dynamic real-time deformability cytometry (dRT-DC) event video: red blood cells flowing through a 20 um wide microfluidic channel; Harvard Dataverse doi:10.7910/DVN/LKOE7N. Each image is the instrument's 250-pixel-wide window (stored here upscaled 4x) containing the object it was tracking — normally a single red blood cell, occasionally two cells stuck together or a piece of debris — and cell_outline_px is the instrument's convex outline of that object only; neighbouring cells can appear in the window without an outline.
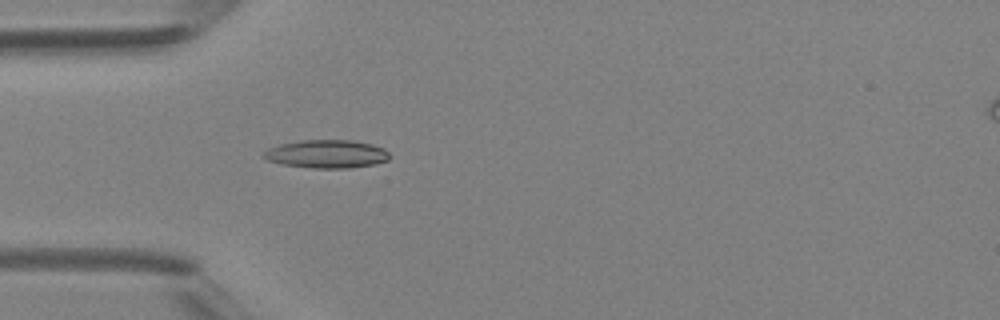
{"species": "Egyptian fruit bat (a non-hibernating species)", "species_latin": "Rousettus aegyptiacus", "temperature_condition": "room temperature", "stored_images_in_passage": 4, "camera_frame_rate_fps": 3000, "um_per_image_px": 0.085, "animal": {"sex": "female"}, "frame": {"image": 1, "passage_image": 4, "time_ms": 4.333, "image_size_px": [1000, 320], "cell_outline_px": [[388, 160], [376, 164], [348, 168], [312, 168], [284, 164], [268, 160], [260, 156], [268, 148], [280, 144], [300, 140], [352, 140], [372, 144], [384, 148], [388, 152]], "centroid_in_image_um": [27.76, 13.08], "position_along_channel_um": 57.2, "area_um2": 20.69}}